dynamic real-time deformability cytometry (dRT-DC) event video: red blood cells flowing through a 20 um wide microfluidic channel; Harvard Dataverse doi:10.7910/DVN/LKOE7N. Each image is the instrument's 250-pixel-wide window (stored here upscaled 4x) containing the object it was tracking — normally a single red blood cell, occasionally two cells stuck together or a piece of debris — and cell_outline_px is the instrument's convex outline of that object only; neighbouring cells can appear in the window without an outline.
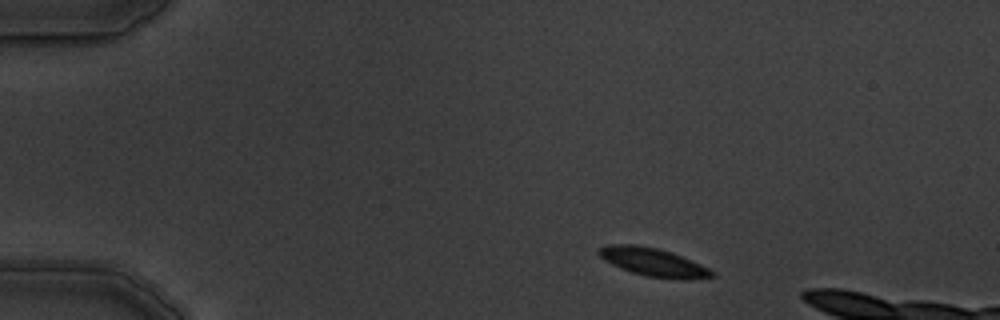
{"species": "common noctule bat (a hibernating species)", "species_latin": "Nyctalus noctula", "temperature_condition": "warm", "stored_images_in_passage": 3, "camera_frame_rate_fps": 3000, "um_per_image_px": 0.085, "animal": {"sex": "male", "body_mass_g": 19.5, "forearm_length_mm": 54.6}, "frame": {"image": 1, "passage_image": 1, "time_ms": 0.0, "image_size_px": [1000, 320], "cell_outline_px": [[716, 276], [688, 280], [644, 276], [620, 268], [604, 260], [596, 252], [600, 248], [608, 244], [636, 244], [656, 248], [692, 260], [716, 272]], "centroid_in_image_um": [55.53, 22.29], "position_along_channel_um": 29.5, "area_um2": 18.55}}